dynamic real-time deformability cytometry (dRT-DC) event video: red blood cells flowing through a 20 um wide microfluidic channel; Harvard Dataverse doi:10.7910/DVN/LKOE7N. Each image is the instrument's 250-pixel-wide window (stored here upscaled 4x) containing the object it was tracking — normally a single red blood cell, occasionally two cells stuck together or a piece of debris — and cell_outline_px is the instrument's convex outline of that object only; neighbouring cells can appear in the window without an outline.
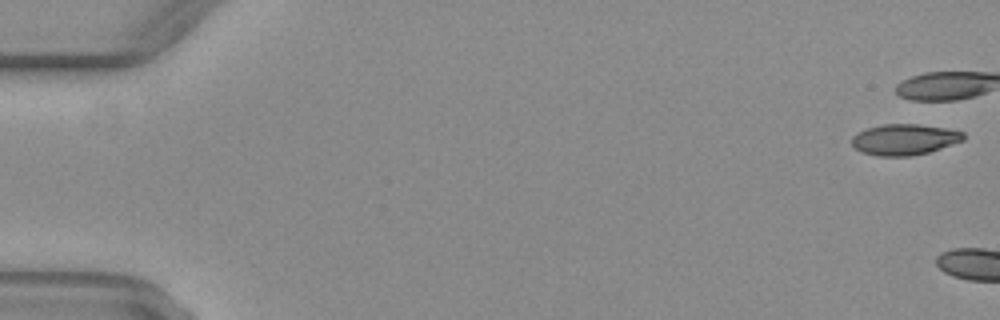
{"species": "common noctule bat (a hibernating species)", "species_latin": "Nyctalus noctula", "temperature_condition": "warm", "stored_images_in_passage": 4, "camera_frame_rate_fps": 3000, "um_per_image_px": 0.085, "animal": {"sex": "female", "body_mass_g": 29.2, "forearm_length_mm": 56.3}, "frame": {"image": 1, "passage_image": 1, "time_ms": 0.0, "image_size_px": [1000, 320], "cell_outline_px": [[964, 140], [928, 152], [908, 156], [876, 156], [860, 152], [852, 144], [852, 136], [856, 132], [868, 128], [884, 124], [920, 124], [944, 128], [964, 132]], "centroid_in_image_um": [76.84, 11.86], "position_along_channel_um": 8.2, "area_um2": 20.06}}